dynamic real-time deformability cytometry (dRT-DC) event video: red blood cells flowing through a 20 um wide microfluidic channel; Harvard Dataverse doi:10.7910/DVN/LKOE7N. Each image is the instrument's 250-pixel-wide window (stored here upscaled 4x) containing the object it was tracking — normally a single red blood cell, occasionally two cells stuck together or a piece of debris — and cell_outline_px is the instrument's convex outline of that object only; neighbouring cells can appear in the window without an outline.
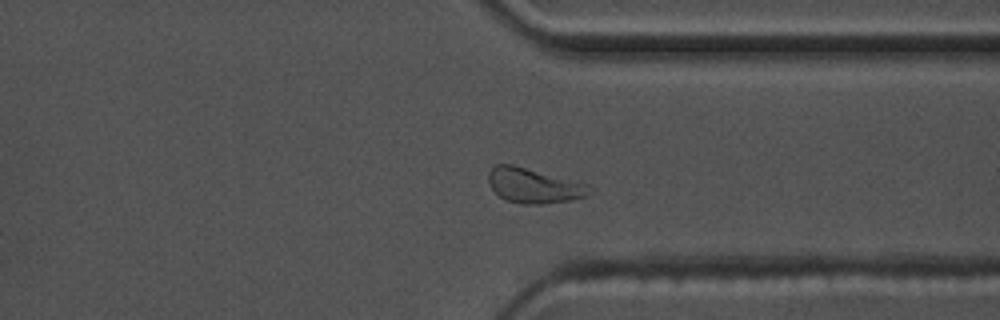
{"species": "common noctule bat (a hibernating species)", "species_latin": "Nyctalus noctula", "temperature_condition": "warm", "stored_images_in_passage": 44, "camera_frame_rate_fps": 3000, "um_per_image_px": 0.085, "animal": {"sex": "male", "body_mass_g": 17.5, "forearm_length_mm": 52.3}, "frame": {"image": 1, "passage_image": 30, "time_ms": 9.667, "image_size_px": [1000, 320], "cell_outline_px": [[596, 188], [588, 196], [568, 200], [540, 204], [524, 204], [504, 200], [492, 188], [488, 180], [488, 172], [496, 164], [512, 164], [588, 184]], "centroid_in_image_um": [45.4, 15.78], "position_along_channel_um": 366.0, "area_um2": 20.52}}
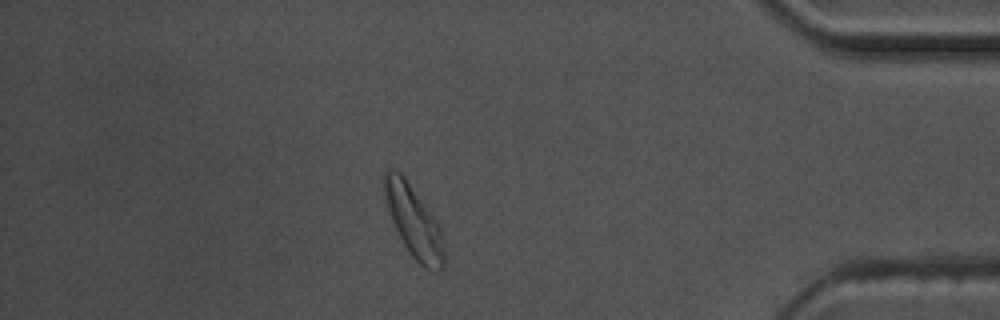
{"frame": {"image": 2, "passage_image": 36, "time_ms": 11.667, "image_size_px": [1000, 320], "cell_outline_px": [[448, 260], [444, 268], [440, 272], [432, 272], [424, 268], [412, 256], [404, 244], [392, 220], [384, 200], [384, 172], [388, 168], [392, 168], [400, 172], [404, 176], [436, 220], [440, 228]], "centroid_in_image_um": [35.22, 18.9], "position_along_channel_um": 400.0, "area_um2": 25.2}, "authors_computed_cell_mechanics": {"area_um2": 19.8254, "velocity_mm_per_s": 3.5849, "shape_relaxation_time_tau1_ms": 4.8539, "shape_relaxation_time_tau2_ms": 1.7195, "deformation_change_tau1": 0.1372, "deformation_change_tau2": 0.0704}}